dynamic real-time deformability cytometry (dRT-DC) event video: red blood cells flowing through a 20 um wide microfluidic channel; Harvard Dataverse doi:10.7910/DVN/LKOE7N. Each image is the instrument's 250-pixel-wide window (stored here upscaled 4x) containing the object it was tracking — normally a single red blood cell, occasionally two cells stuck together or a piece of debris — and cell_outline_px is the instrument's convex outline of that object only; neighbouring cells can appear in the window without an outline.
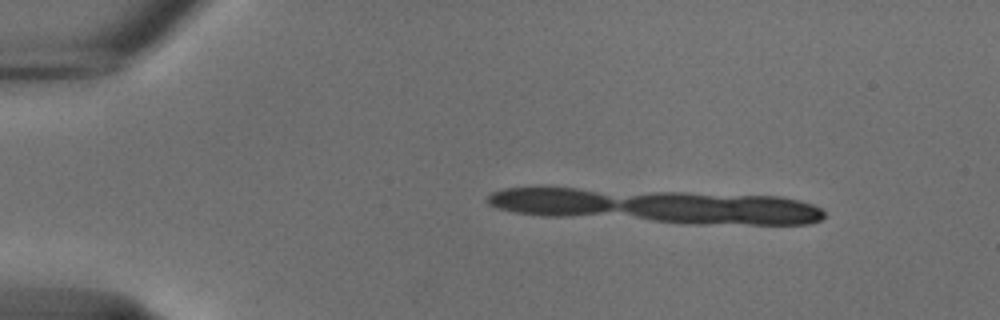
{"species": "common noctule bat (a hibernating species)", "species_latin": "Nyctalus noctula", "temperature_condition": "cold", "stored_images_in_passage": 4, "camera_frame_rate_fps": 3000, "um_per_image_px": 0.085, "animal": {"sex": "male", "body_mass_g": 18.8}, "frame": {"image": 1, "passage_image": 4, "time_ms": 1.0, "image_size_px": [1000, 320], "cell_outline_px": [[820, 216], [816, 220], [788, 224], [768, 224], [672, 220], [652, 216], [628, 208], [620, 204], [628, 200], [644, 196], [692, 196], [788, 200], [804, 204], [816, 208], [820, 212]], "centroid_in_image_um": [61.54, 17.81], "position_along_channel_um": 23.5, "area_um2": 30.58}}